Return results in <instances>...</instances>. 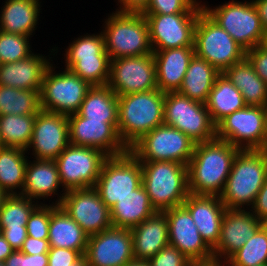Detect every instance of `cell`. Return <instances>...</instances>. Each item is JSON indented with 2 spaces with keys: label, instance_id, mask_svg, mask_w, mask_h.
<instances>
[{
  "label": "cell",
  "instance_id": "9c48e42d",
  "mask_svg": "<svg viewBox=\"0 0 267 266\" xmlns=\"http://www.w3.org/2000/svg\"><path fill=\"white\" fill-rule=\"evenodd\" d=\"M164 124L185 133L195 143L216 138V124L212 121L205 103L178 92L165 93Z\"/></svg>",
  "mask_w": 267,
  "mask_h": 266
},
{
  "label": "cell",
  "instance_id": "d6986e66",
  "mask_svg": "<svg viewBox=\"0 0 267 266\" xmlns=\"http://www.w3.org/2000/svg\"><path fill=\"white\" fill-rule=\"evenodd\" d=\"M85 257L89 266H124L133 261L131 230L112 226L88 236Z\"/></svg>",
  "mask_w": 267,
  "mask_h": 266
},
{
  "label": "cell",
  "instance_id": "836d02e7",
  "mask_svg": "<svg viewBox=\"0 0 267 266\" xmlns=\"http://www.w3.org/2000/svg\"><path fill=\"white\" fill-rule=\"evenodd\" d=\"M17 147L0 149V187L9 195L21 194L29 156Z\"/></svg>",
  "mask_w": 267,
  "mask_h": 266
},
{
  "label": "cell",
  "instance_id": "d590c367",
  "mask_svg": "<svg viewBox=\"0 0 267 266\" xmlns=\"http://www.w3.org/2000/svg\"><path fill=\"white\" fill-rule=\"evenodd\" d=\"M36 115L0 116V135L5 147H17L26 150L33 136Z\"/></svg>",
  "mask_w": 267,
  "mask_h": 266
},
{
  "label": "cell",
  "instance_id": "8fae6325",
  "mask_svg": "<svg viewBox=\"0 0 267 266\" xmlns=\"http://www.w3.org/2000/svg\"><path fill=\"white\" fill-rule=\"evenodd\" d=\"M216 138L239 150H267L264 108L247 105L227 115L216 125Z\"/></svg>",
  "mask_w": 267,
  "mask_h": 266
},
{
  "label": "cell",
  "instance_id": "5bb4252c",
  "mask_svg": "<svg viewBox=\"0 0 267 266\" xmlns=\"http://www.w3.org/2000/svg\"><path fill=\"white\" fill-rule=\"evenodd\" d=\"M107 86L117 96L158 89L154 54L111 59Z\"/></svg>",
  "mask_w": 267,
  "mask_h": 266
},
{
  "label": "cell",
  "instance_id": "4fadbf2b",
  "mask_svg": "<svg viewBox=\"0 0 267 266\" xmlns=\"http://www.w3.org/2000/svg\"><path fill=\"white\" fill-rule=\"evenodd\" d=\"M108 157L100 149L69 144L54 160L64 190L94 187Z\"/></svg>",
  "mask_w": 267,
  "mask_h": 266
},
{
  "label": "cell",
  "instance_id": "e575fe53",
  "mask_svg": "<svg viewBox=\"0 0 267 266\" xmlns=\"http://www.w3.org/2000/svg\"><path fill=\"white\" fill-rule=\"evenodd\" d=\"M40 110V91L0 85V116L36 115Z\"/></svg>",
  "mask_w": 267,
  "mask_h": 266
},
{
  "label": "cell",
  "instance_id": "11a10c76",
  "mask_svg": "<svg viewBox=\"0 0 267 266\" xmlns=\"http://www.w3.org/2000/svg\"><path fill=\"white\" fill-rule=\"evenodd\" d=\"M191 266H228L226 262L223 261H211L206 263H192Z\"/></svg>",
  "mask_w": 267,
  "mask_h": 266
},
{
  "label": "cell",
  "instance_id": "ab89813d",
  "mask_svg": "<svg viewBox=\"0 0 267 266\" xmlns=\"http://www.w3.org/2000/svg\"><path fill=\"white\" fill-rule=\"evenodd\" d=\"M99 32V33H98ZM84 33L76 37L66 47L64 59H88L95 57H109L105 51L104 36L102 32Z\"/></svg>",
  "mask_w": 267,
  "mask_h": 266
},
{
  "label": "cell",
  "instance_id": "f35d334b",
  "mask_svg": "<svg viewBox=\"0 0 267 266\" xmlns=\"http://www.w3.org/2000/svg\"><path fill=\"white\" fill-rule=\"evenodd\" d=\"M39 204L20 194L9 195L0 210V228L26 226L30 214Z\"/></svg>",
  "mask_w": 267,
  "mask_h": 266
},
{
  "label": "cell",
  "instance_id": "484cf974",
  "mask_svg": "<svg viewBox=\"0 0 267 266\" xmlns=\"http://www.w3.org/2000/svg\"><path fill=\"white\" fill-rule=\"evenodd\" d=\"M130 230L134 260L148 261L169 244L168 220L165 212H155Z\"/></svg>",
  "mask_w": 267,
  "mask_h": 266
},
{
  "label": "cell",
  "instance_id": "f5cc1de1",
  "mask_svg": "<svg viewBox=\"0 0 267 266\" xmlns=\"http://www.w3.org/2000/svg\"><path fill=\"white\" fill-rule=\"evenodd\" d=\"M252 2L256 7L262 26L267 32V0H252Z\"/></svg>",
  "mask_w": 267,
  "mask_h": 266
},
{
  "label": "cell",
  "instance_id": "7c38bea8",
  "mask_svg": "<svg viewBox=\"0 0 267 266\" xmlns=\"http://www.w3.org/2000/svg\"><path fill=\"white\" fill-rule=\"evenodd\" d=\"M141 184V163L128 151L119 156H109L104 161L94 188L103 203L110 209Z\"/></svg>",
  "mask_w": 267,
  "mask_h": 266
},
{
  "label": "cell",
  "instance_id": "74e56055",
  "mask_svg": "<svg viewBox=\"0 0 267 266\" xmlns=\"http://www.w3.org/2000/svg\"><path fill=\"white\" fill-rule=\"evenodd\" d=\"M65 69L78 75L91 86H105L110 76V57L65 59Z\"/></svg>",
  "mask_w": 267,
  "mask_h": 266
},
{
  "label": "cell",
  "instance_id": "ac0fdd59",
  "mask_svg": "<svg viewBox=\"0 0 267 266\" xmlns=\"http://www.w3.org/2000/svg\"><path fill=\"white\" fill-rule=\"evenodd\" d=\"M67 118L69 144L94 147L108 156H119L129 151L118 134V123L89 120L78 113L70 114Z\"/></svg>",
  "mask_w": 267,
  "mask_h": 266
},
{
  "label": "cell",
  "instance_id": "7402d4cb",
  "mask_svg": "<svg viewBox=\"0 0 267 266\" xmlns=\"http://www.w3.org/2000/svg\"><path fill=\"white\" fill-rule=\"evenodd\" d=\"M31 160L28 159L24 188L20 195L30 198L38 204H47L45 200L49 201L48 199L51 197L48 204L59 206L66 191L60 182L56 162L54 160H39L34 158ZM59 189L62 190L60 191ZM53 197H57L56 200L55 198L53 199L55 202L52 201Z\"/></svg>",
  "mask_w": 267,
  "mask_h": 266
},
{
  "label": "cell",
  "instance_id": "91938a15",
  "mask_svg": "<svg viewBox=\"0 0 267 266\" xmlns=\"http://www.w3.org/2000/svg\"><path fill=\"white\" fill-rule=\"evenodd\" d=\"M261 46H262L265 50H267V32H265V34H264V38H263V41H262Z\"/></svg>",
  "mask_w": 267,
  "mask_h": 266
},
{
  "label": "cell",
  "instance_id": "7dc6e473",
  "mask_svg": "<svg viewBox=\"0 0 267 266\" xmlns=\"http://www.w3.org/2000/svg\"><path fill=\"white\" fill-rule=\"evenodd\" d=\"M246 58L256 74L267 84V50L261 45L246 51Z\"/></svg>",
  "mask_w": 267,
  "mask_h": 266
},
{
  "label": "cell",
  "instance_id": "cb8c5ba5",
  "mask_svg": "<svg viewBox=\"0 0 267 266\" xmlns=\"http://www.w3.org/2000/svg\"><path fill=\"white\" fill-rule=\"evenodd\" d=\"M205 243L213 249L220 238L226 206L218 195L189 194L183 202Z\"/></svg>",
  "mask_w": 267,
  "mask_h": 266
},
{
  "label": "cell",
  "instance_id": "bcb514c9",
  "mask_svg": "<svg viewBox=\"0 0 267 266\" xmlns=\"http://www.w3.org/2000/svg\"><path fill=\"white\" fill-rule=\"evenodd\" d=\"M82 255L75 250L50 247L48 252V266H69Z\"/></svg>",
  "mask_w": 267,
  "mask_h": 266
},
{
  "label": "cell",
  "instance_id": "6f0895ef",
  "mask_svg": "<svg viewBox=\"0 0 267 266\" xmlns=\"http://www.w3.org/2000/svg\"><path fill=\"white\" fill-rule=\"evenodd\" d=\"M124 266H149L147 261L133 260L129 263H126Z\"/></svg>",
  "mask_w": 267,
  "mask_h": 266
},
{
  "label": "cell",
  "instance_id": "d6a6232c",
  "mask_svg": "<svg viewBox=\"0 0 267 266\" xmlns=\"http://www.w3.org/2000/svg\"><path fill=\"white\" fill-rule=\"evenodd\" d=\"M89 120L118 123V96L107 86H92L77 112Z\"/></svg>",
  "mask_w": 267,
  "mask_h": 266
},
{
  "label": "cell",
  "instance_id": "94428289",
  "mask_svg": "<svg viewBox=\"0 0 267 266\" xmlns=\"http://www.w3.org/2000/svg\"><path fill=\"white\" fill-rule=\"evenodd\" d=\"M264 112H265V120H266V126H267V101L263 105Z\"/></svg>",
  "mask_w": 267,
  "mask_h": 266
},
{
  "label": "cell",
  "instance_id": "8992f818",
  "mask_svg": "<svg viewBox=\"0 0 267 266\" xmlns=\"http://www.w3.org/2000/svg\"><path fill=\"white\" fill-rule=\"evenodd\" d=\"M222 4L213 7L202 2L203 10L245 51L261 45L265 30L252 0H230Z\"/></svg>",
  "mask_w": 267,
  "mask_h": 266
},
{
  "label": "cell",
  "instance_id": "f546056e",
  "mask_svg": "<svg viewBox=\"0 0 267 266\" xmlns=\"http://www.w3.org/2000/svg\"><path fill=\"white\" fill-rule=\"evenodd\" d=\"M220 74L210 63L194 54L178 93L189 99L206 103L214 82Z\"/></svg>",
  "mask_w": 267,
  "mask_h": 266
},
{
  "label": "cell",
  "instance_id": "4dcf8cb0",
  "mask_svg": "<svg viewBox=\"0 0 267 266\" xmlns=\"http://www.w3.org/2000/svg\"><path fill=\"white\" fill-rule=\"evenodd\" d=\"M223 74L241 92L246 105L263 107L267 101V84L256 74L246 57Z\"/></svg>",
  "mask_w": 267,
  "mask_h": 266
},
{
  "label": "cell",
  "instance_id": "f907efd6",
  "mask_svg": "<svg viewBox=\"0 0 267 266\" xmlns=\"http://www.w3.org/2000/svg\"><path fill=\"white\" fill-rule=\"evenodd\" d=\"M50 249L48 239H36L27 236L20 249L21 252L28 255L48 253Z\"/></svg>",
  "mask_w": 267,
  "mask_h": 266
},
{
  "label": "cell",
  "instance_id": "52a82bcc",
  "mask_svg": "<svg viewBox=\"0 0 267 266\" xmlns=\"http://www.w3.org/2000/svg\"><path fill=\"white\" fill-rule=\"evenodd\" d=\"M194 49L220 73L246 57V51L204 10L195 25Z\"/></svg>",
  "mask_w": 267,
  "mask_h": 266
},
{
  "label": "cell",
  "instance_id": "9f6ffc18",
  "mask_svg": "<svg viewBox=\"0 0 267 266\" xmlns=\"http://www.w3.org/2000/svg\"><path fill=\"white\" fill-rule=\"evenodd\" d=\"M69 266H89L85 255H82L76 262Z\"/></svg>",
  "mask_w": 267,
  "mask_h": 266
},
{
  "label": "cell",
  "instance_id": "9a60e30c",
  "mask_svg": "<svg viewBox=\"0 0 267 266\" xmlns=\"http://www.w3.org/2000/svg\"><path fill=\"white\" fill-rule=\"evenodd\" d=\"M68 145L67 115L41 109L36 114L32 140L26 149L27 154L31 153L30 157L33 156L31 158L34 159L55 160Z\"/></svg>",
  "mask_w": 267,
  "mask_h": 266
},
{
  "label": "cell",
  "instance_id": "c3c4849f",
  "mask_svg": "<svg viewBox=\"0 0 267 266\" xmlns=\"http://www.w3.org/2000/svg\"><path fill=\"white\" fill-rule=\"evenodd\" d=\"M260 221L267 224V177L257 194L252 207L249 209Z\"/></svg>",
  "mask_w": 267,
  "mask_h": 266
},
{
  "label": "cell",
  "instance_id": "b9f144b4",
  "mask_svg": "<svg viewBox=\"0 0 267 266\" xmlns=\"http://www.w3.org/2000/svg\"><path fill=\"white\" fill-rule=\"evenodd\" d=\"M201 0H149L142 14L200 13Z\"/></svg>",
  "mask_w": 267,
  "mask_h": 266
},
{
  "label": "cell",
  "instance_id": "2e32d148",
  "mask_svg": "<svg viewBox=\"0 0 267 266\" xmlns=\"http://www.w3.org/2000/svg\"><path fill=\"white\" fill-rule=\"evenodd\" d=\"M60 206L88 236L112 227L110 209L94 187L66 191Z\"/></svg>",
  "mask_w": 267,
  "mask_h": 266
},
{
  "label": "cell",
  "instance_id": "d4e9b609",
  "mask_svg": "<svg viewBox=\"0 0 267 266\" xmlns=\"http://www.w3.org/2000/svg\"><path fill=\"white\" fill-rule=\"evenodd\" d=\"M153 54L158 89L163 93L178 92L195 54L194 46L153 50Z\"/></svg>",
  "mask_w": 267,
  "mask_h": 266
},
{
  "label": "cell",
  "instance_id": "1f68e13d",
  "mask_svg": "<svg viewBox=\"0 0 267 266\" xmlns=\"http://www.w3.org/2000/svg\"><path fill=\"white\" fill-rule=\"evenodd\" d=\"M205 105L216 125L227 115L247 106L241 92L223 73L214 82Z\"/></svg>",
  "mask_w": 267,
  "mask_h": 266
},
{
  "label": "cell",
  "instance_id": "30bf717a",
  "mask_svg": "<svg viewBox=\"0 0 267 266\" xmlns=\"http://www.w3.org/2000/svg\"><path fill=\"white\" fill-rule=\"evenodd\" d=\"M195 144L185 133L162 124L142 136L129 151L139 161H173L188 165Z\"/></svg>",
  "mask_w": 267,
  "mask_h": 266
},
{
  "label": "cell",
  "instance_id": "6da1fadb",
  "mask_svg": "<svg viewBox=\"0 0 267 266\" xmlns=\"http://www.w3.org/2000/svg\"><path fill=\"white\" fill-rule=\"evenodd\" d=\"M240 150L215 138L196 143L187 165L188 189L194 195H220Z\"/></svg>",
  "mask_w": 267,
  "mask_h": 266
},
{
  "label": "cell",
  "instance_id": "ee69618b",
  "mask_svg": "<svg viewBox=\"0 0 267 266\" xmlns=\"http://www.w3.org/2000/svg\"><path fill=\"white\" fill-rule=\"evenodd\" d=\"M149 266H191L192 262L177 248L168 244L147 261Z\"/></svg>",
  "mask_w": 267,
  "mask_h": 266
},
{
  "label": "cell",
  "instance_id": "7a4b0ae2",
  "mask_svg": "<svg viewBox=\"0 0 267 266\" xmlns=\"http://www.w3.org/2000/svg\"><path fill=\"white\" fill-rule=\"evenodd\" d=\"M267 177V150H240L219 195L226 209L249 210Z\"/></svg>",
  "mask_w": 267,
  "mask_h": 266
},
{
  "label": "cell",
  "instance_id": "5b68a950",
  "mask_svg": "<svg viewBox=\"0 0 267 266\" xmlns=\"http://www.w3.org/2000/svg\"><path fill=\"white\" fill-rule=\"evenodd\" d=\"M142 184L158 212L182 206L187 196V165L173 161H140Z\"/></svg>",
  "mask_w": 267,
  "mask_h": 266
},
{
  "label": "cell",
  "instance_id": "ba28073f",
  "mask_svg": "<svg viewBox=\"0 0 267 266\" xmlns=\"http://www.w3.org/2000/svg\"><path fill=\"white\" fill-rule=\"evenodd\" d=\"M56 71L54 62L45 71L40 90L41 109L67 116L77 113L92 86L68 69Z\"/></svg>",
  "mask_w": 267,
  "mask_h": 266
},
{
  "label": "cell",
  "instance_id": "db71d44e",
  "mask_svg": "<svg viewBox=\"0 0 267 266\" xmlns=\"http://www.w3.org/2000/svg\"><path fill=\"white\" fill-rule=\"evenodd\" d=\"M13 251L14 249L0 232V261L4 262Z\"/></svg>",
  "mask_w": 267,
  "mask_h": 266
},
{
  "label": "cell",
  "instance_id": "7bdbcfd3",
  "mask_svg": "<svg viewBox=\"0 0 267 266\" xmlns=\"http://www.w3.org/2000/svg\"><path fill=\"white\" fill-rule=\"evenodd\" d=\"M51 204H39L27 221V235L36 239H48Z\"/></svg>",
  "mask_w": 267,
  "mask_h": 266
},
{
  "label": "cell",
  "instance_id": "8d00e7d4",
  "mask_svg": "<svg viewBox=\"0 0 267 266\" xmlns=\"http://www.w3.org/2000/svg\"><path fill=\"white\" fill-rule=\"evenodd\" d=\"M225 262L228 266L267 265V224H263Z\"/></svg>",
  "mask_w": 267,
  "mask_h": 266
},
{
  "label": "cell",
  "instance_id": "e0dca14e",
  "mask_svg": "<svg viewBox=\"0 0 267 266\" xmlns=\"http://www.w3.org/2000/svg\"><path fill=\"white\" fill-rule=\"evenodd\" d=\"M149 25L152 50L194 46L199 13L143 14Z\"/></svg>",
  "mask_w": 267,
  "mask_h": 266
},
{
  "label": "cell",
  "instance_id": "60d3db41",
  "mask_svg": "<svg viewBox=\"0 0 267 266\" xmlns=\"http://www.w3.org/2000/svg\"><path fill=\"white\" fill-rule=\"evenodd\" d=\"M31 38L26 35L6 33L0 30V63H12L32 55Z\"/></svg>",
  "mask_w": 267,
  "mask_h": 266
},
{
  "label": "cell",
  "instance_id": "3957f363",
  "mask_svg": "<svg viewBox=\"0 0 267 266\" xmlns=\"http://www.w3.org/2000/svg\"><path fill=\"white\" fill-rule=\"evenodd\" d=\"M164 100L159 89L118 96V134L128 149L164 124Z\"/></svg>",
  "mask_w": 267,
  "mask_h": 266
},
{
  "label": "cell",
  "instance_id": "f1b7e54d",
  "mask_svg": "<svg viewBox=\"0 0 267 266\" xmlns=\"http://www.w3.org/2000/svg\"><path fill=\"white\" fill-rule=\"evenodd\" d=\"M157 212L141 184L130 195L121 198L110 208L113 227L133 228Z\"/></svg>",
  "mask_w": 267,
  "mask_h": 266
},
{
  "label": "cell",
  "instance_id": "4316f807",
  "mask_svg": "<svg viewBox=\"0 0 267 266\" xmlns=\"http://www.w3.org/2000/svg\"><path fill=\"white\" fill-rule=\"evenodd\" d=\"M40 0H4L0 10V30L34 36L42 13Z\"/></svg>",
  "mask_w": 267,
  "mask_h": 266
},
{
  "label": "cell",
  "instance_id": "816d5d0a",
  "mask_svg": "<svg viewBox=\"0 0 267 266\" xmlns=\"http://www.w3.org/2000/svg\"><path fill=\"white\" fill-rule=\"evenodd\" d=\"M118 2V3H117ZM118 12L142 13L149 3V0H116Z\"/></svg>",
  "mask_w": 267,
  "mask_h": 266
},
{
  "label": "cell",
  "instance_id": "f6af8a7d",
  "mask_svg": "<svg viewBox=\"0 0 267 266\" xmlns=\"http://www.w3.org/2000/svg\"><path fill=\"white\" fill-rule=\"evenodd\" d=\"M5 266H48V253L28 255L14 250L4 261Z\"/></svg>",
  "mask_w": 267,
  "mask_h": 266
},
{
  "label": "cell",
  "instance_id": "277c9868",
  "mask_svg": "<svg viewBox=\"0 0 267 266\" xmlns=\"http://www.w3.org/2000/svg\"><path fill=\"white\" fill-rule=\"evenodd\" d=\"M109 14L101 32L110 59L153 53L149 25L142 13L112 11Z\"/></svg>",
  "mask_w": 267,
  "mask_h": 266
},
{
  "label": "cell",
  "instance_id": "603a6c76",
  "mask_svg": "<svg viewBox=\"0 0 267 266\" xmlns=\"http://www.w3.org/2000/svg\"><path fill=\"white\" fill-rule=\"evenodd\" d=\"M49 52L48 57H45V54L34 52L29 57L17 62L1 64L0 85L40 91L45 71L53 61L55 54L57 56L58 47H53Z\"/></svg>",
  "mask_w": 267,
  "mask_h": 266
},
{
  "label": "cell",
  "instance_id": "ffe728a7",
  "mask_svg": "<svg viewBox=\"0 0 267 266\" xmlns=\"http://www.w3.org/2000/svg\"><path fill=\"white\" fill-rule=\"evenodd\" d=\"M168 220L169 244L192 263L214 260L213 250L205 243L189 211L182 205L164 211Z\"/></svg>",
  "mask_w": 267,
  "mask_h": 266
},
{
  "label": "cell",
  "instance_id": "83f0119b",
  "mask_svg": "<svg viewBox=\"0 0 267 266\" xmlns=\"http://www.w3.org/2000/svg\"><path fill=\"white\" fill-rule=\"evenodd\" d=\"M48 241L50 247L71 249L85 255L88 235L60 205H51Z\"/></svg>",
  "mask_w": 267,
  "mask_h": 266
},
{
  "label": "cell",
  "instance_id": "680465c9",
  "mask_svg": "<svg viewBox=\"0 0 267 266\" xmlns=\"http://www.w3.org/2000/svg\"><path fill=\"white\" fill-rule=\"evenodd\" d=\"M9 194L0 187V210Z\"/></svg>",
  "mask_w": 267,
  "mask_h": 266
},
{
  "label": "cell",
  "instance_id": "be15d7a7",
  "mask_svg": "<svg viewBox=\"0 0 267 266\" xmlns=\"http://www.w3.org/2000/svg\"><path fill=\"white\" fill-rule=\"evenodd\" d=\"M0 266H5L4 262L0 261Z\"/></svg>",
  "mask_w": 267,
  "mask_h": 266
},
{
  "label": "cell",
  "instance_id": "44dd1931",
  "mask_svg": "<svg viewBox=\"0 0 267 266\" xmlns=\"http://www.w3.org/2000/svg\"><path fill=\"white\" fill-rule=\"evenodd\" d=\"M263 224L250 210L226 209L221 223L219 241L212 249L214 260L225 262Z\"/></svg>",
  "mask_w": 267,
  "mask_h": 266
},
{
  "label": "cell",
  "instance_id": "6125c7cd",
  "mask_svg": "<svg viewBox=\"0 0 267 266\" xmlns=\"http://www.w3.org/2000/svg\"><path fill=\"white\" fill-rule=\"evenodd\" d=\"M3 147H5V146H4L3 142H2L1 135H0V149L3 148Z\"/></svg>",
  "mask_w": 267,
  "mask_h": 266
},
{
  "label": "cell",
  "instance_id": "681fc988",
  "mask_svg": "<svg viewBox=\"0 0 267 266\" xmlns=\"http://www.w3.org/2000/svg\"><path fill=\"white\" fill-rule=\"evenodd\" d=\"M0 232L14 250H20L28 236L26 226H21V228H0Z\"/></svg>",
  "mask_w": 267,
  "mask_h": 266
}]
</instances>
